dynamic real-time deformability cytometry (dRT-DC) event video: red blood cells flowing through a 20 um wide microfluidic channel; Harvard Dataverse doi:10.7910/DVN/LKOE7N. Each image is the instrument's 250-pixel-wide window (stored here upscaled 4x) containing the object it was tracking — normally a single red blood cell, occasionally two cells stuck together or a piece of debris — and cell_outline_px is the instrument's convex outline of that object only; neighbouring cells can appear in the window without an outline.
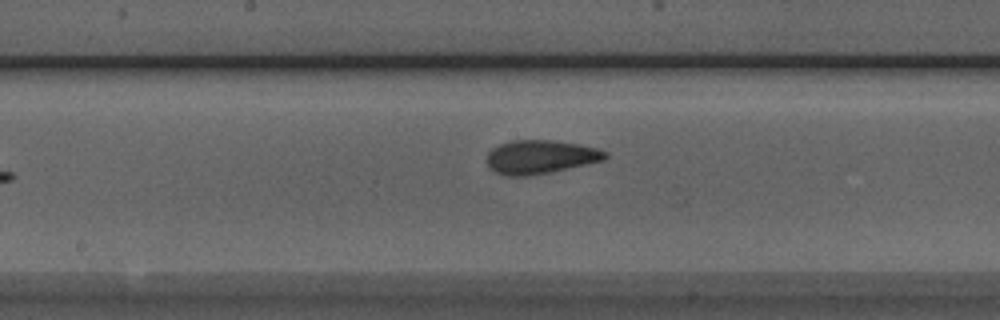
{"species": "Egyptian fruit bat (a non-hibernating species)", "species_latin": "Rousettus aegyptiacus", "temperature_condition": "room temperature", "stored_images_in_passage": 10, "camera_frame_rate_fps": 3000, "um_per_image_px": 0.085, "animal": {"sex": "male"}, "frame": {"image": 1, "passage_image": 9, "time_ms": 9.333, "image_size_px": [1000, 320], "cell_outline_px": [[608, 156], [604, 160], [548, 172], [528, 176], [504, 176], [488, 168], [488, 152], [492, 148], [500, 144], [512, 140], [552, 140], [580, 144], [596, 148], [608, 152]], "centroid_in_image_um": [45.91, 13.33], "position_along_channel_um": 202.3, "area_um2": 23.12}}